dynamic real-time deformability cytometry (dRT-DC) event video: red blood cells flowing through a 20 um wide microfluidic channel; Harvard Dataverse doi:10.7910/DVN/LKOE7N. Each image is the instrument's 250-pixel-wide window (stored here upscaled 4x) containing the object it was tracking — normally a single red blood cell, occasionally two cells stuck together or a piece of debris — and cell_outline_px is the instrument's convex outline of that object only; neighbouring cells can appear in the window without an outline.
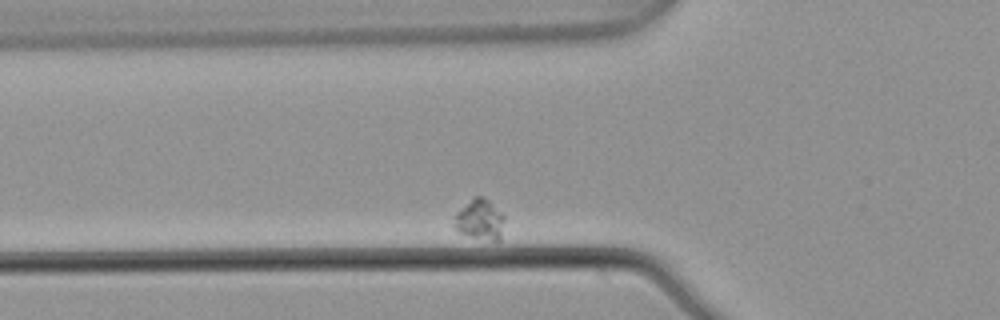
{"species": "common noctule bat (a hibernating species)", "species_latin": "Nyctalus noctula", "temperature_condition": "warm", "stored_images_in_passage": 6, "camera_frame_rate_fps": 3000, "um_per_image_px": 0.085, "animal": {"sex": "male", "body_mass_g": 21.5, "forearm_length_mm": 52.0}, "frame": {"image": 1, "passage_image": 6, "time_ms": 1.667, "image_size_px": [1000, 320], "cell_outline_px": [[504, 220], [500, 240], [496, 244], [456, 232], [452, 224], [456, 212], [476, 196], [484, 196], [504, 216]], "centroid_in_image_um": [40.77, 18.74], "position_along_channel_um": 85.0, "area_um2": 12.14}}